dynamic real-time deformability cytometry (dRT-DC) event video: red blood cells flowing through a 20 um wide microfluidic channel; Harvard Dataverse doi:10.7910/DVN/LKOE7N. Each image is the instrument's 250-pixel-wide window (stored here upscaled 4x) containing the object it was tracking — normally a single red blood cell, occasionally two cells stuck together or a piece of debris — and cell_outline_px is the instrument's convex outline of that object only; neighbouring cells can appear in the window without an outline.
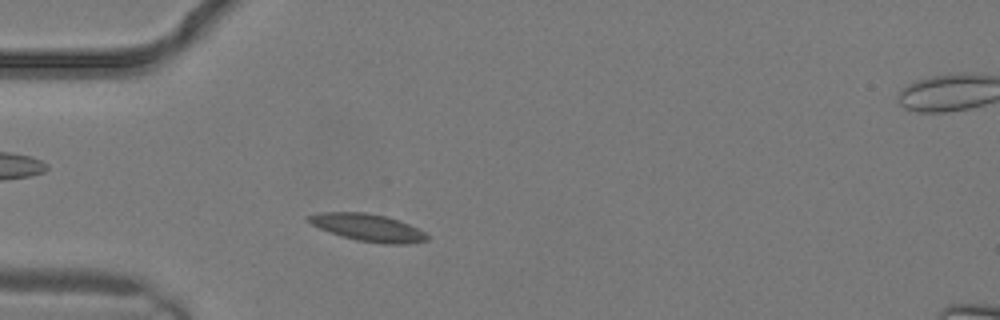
{"species": "common noctule bat (a hibernating species)", "species_latin": "Nyctalus noctula", "temperature_condition": "warm", "stored_images_in_passage": 15, "camera_frame_rate_fps": 3000, "um_per_image_px": 0.085, "animal": {"sex": "male", "body_mass_g": 19.2, "forearm_length_mm": 51.8}, "frame": {"image": 1, "passage_image": 3, "time_ms": 0.667, "image_size_px": [1000, 320], "cell_outline_px": [[428, 240], [404, 244], [384, 244], [356, 240], [328, 232], [312, 224], [308, 220], [308, 216], [320, 212], [364, 212], [384, 216], [400, 220], [424, 232], [428, 236]], "centroid_in_image_um": [31.27, 19.34], "position_along_channel_um": 53.7, "area_um2": 18.67}}
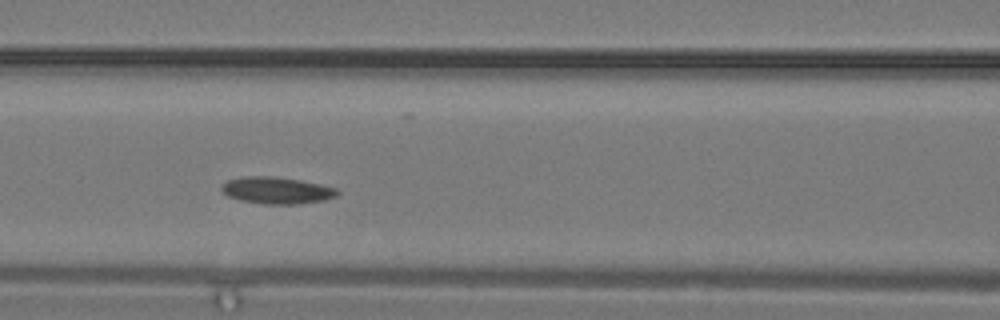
{"frame": {"image": 2, "passage_image": 7, "time_ms": 2.0, "image_size_px": [1000, 320], "cell_outline_px": [[340, 192], [336, 196], [324, 200], [296, 204], [264, 204], [240, 200], [228, 196], [220, 188], [228, 180], [244, 176], [272, 176], [300, 180], [320, 184], [336, 188]], "centroid_in_image_um": [23.53, 16.18], "position_along_channel_um": 143.1, "area_um2": 17.98}}
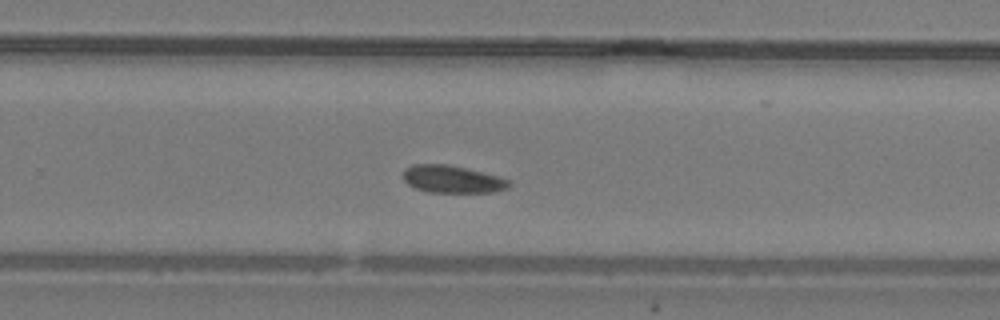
{"frame": {"image": 3, "passage_image": 13, "time_ms": 4.0, "image_size_px": [1000, 320], "cell_outline_px": [[512, 184], [508, 188], [492, 192], [428, 192], [416, 188], [408, 184], [404, 180], [404, 168], [412, 164], [448, 164], [468, 168], [500, 176], [512, 180]], "centroid_in_image_um": [38.49, 15.22], "position_along_channel_um": 291.3, "area_um2": 17.17}}